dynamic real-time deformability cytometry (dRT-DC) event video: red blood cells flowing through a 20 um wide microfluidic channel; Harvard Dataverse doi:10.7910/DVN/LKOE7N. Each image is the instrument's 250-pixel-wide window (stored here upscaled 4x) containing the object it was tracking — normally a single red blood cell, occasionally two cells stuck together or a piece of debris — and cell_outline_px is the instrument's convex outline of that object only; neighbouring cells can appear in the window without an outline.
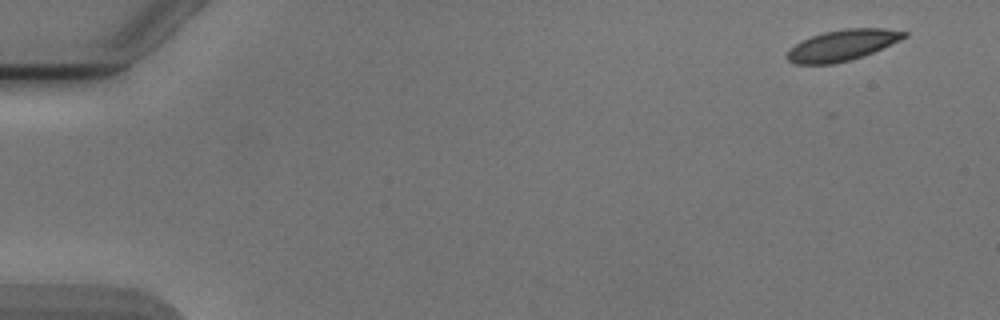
{"species": "Egyptian fruit bat (a non-hibernating species)", "species_latin": "Rousettus aegyptiacus", "temperature_condition": "cold", "stored_images_in_passage": 6, "camera_frame_rate_fps": 3000, "um_per_image_px": 0.085, "animal": {"sex": "male"}, "frame": {"image": 1, "passage_image": 1, "time_ms": 0.0, "image_size_px": [1000, 320], "cell_outline_px": [[908, 36], [900, 40], [872, 52], [848, 60], [832, 64], [796, 64], [788, 60], [788, 48], [812, 36], [824, 32], [844, 28], [884, 28], [908, 32]], "centroid_in_image_um": [71.6, 3.83], "position_along_channel_um": 13.4, "area_um2": 20.75}}
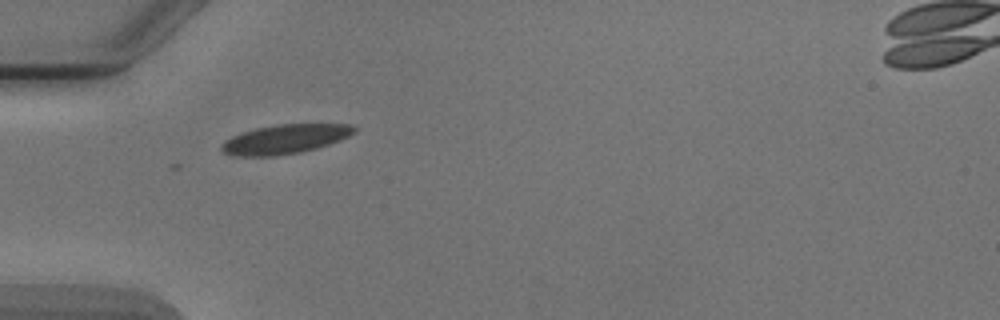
{"frame": {"image": 2, "passage_image": 5, "time_ms": 4.667, "image_size_px": [1000, 320], "cell_outline_px": [[356, 132], [340, 140], [316, 148], [300, 152], [276, 156], [240, 156], [224, 152], [220, 148], [220, 144], [224, 140], [232, 136], [256, 128], [280, 124], [352, 124], [356, 128]], "centroid_in_image_um": [24.23, 11.82], "position_along_channel_um": 60.8, "area_um2": 22.48}}
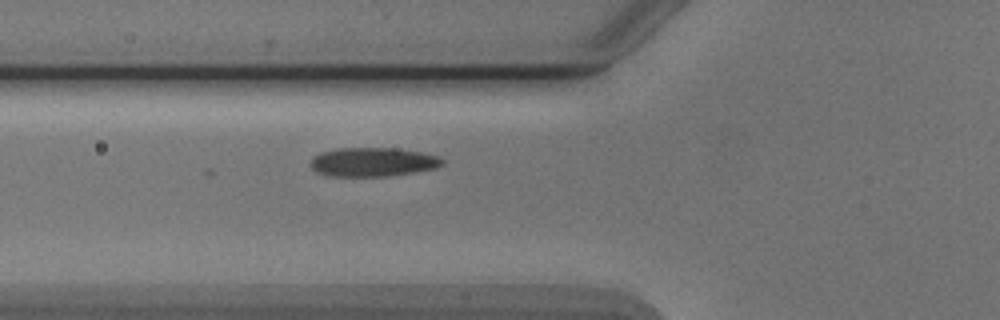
{"frame": {"image": 3, "passage_image": 6, "time_ms": 5.667, "image_size_px": [1000, 320], "cell_outline_px": [[444, 164], [436, 168], [416, 172], [384, 176], [332, 176], [316, 172], [312, 168], [312, 156], [320, 152], [336, 148], [392, 148], [420, 152], [440, 156], [444, 160]], "centroid_in_image_um": [31.71, 13.76], "position_along_channel_um": 94.1, "area_um2": 22.25}}